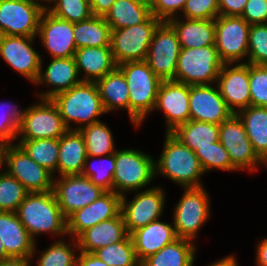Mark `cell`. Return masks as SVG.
I'll return each mask as SVG.
<instances>
[{
	"mask_svg": "<svg viewBox=\"0 0 267 266\" xmlns=\"http://www.w3.org/2000/svg\"><path fill=\"white\" fill-rule=\"evenodd\" d=\"M16 214L30 237L44 232L67 234V219L63 216L53 190L28 193Z\"/></svg>",
	"mask_w": 267,
	"mask_h": 266,
	"instance_id": "cell-1",
	"label": "cell"
},
{
	"mask_svg": "<svg viewBox=\"0 0 267 266\" xmlns=\"http://www.w3.org/2000/svg\"><path fill=\"white\" fill-rule=\"evenodd\" d=\"M123 73L129 89V116L140 125L147 113L154 109L157 91L162 80L150 69L147 62L130 61L117 65Z\"/></svg>",
	"mask_w": 267,
	"mask_h": 266,
	"instance_id": "cell-2",
	"label": "cell"
},
{
	"mask_svg": "<svg viewBox=\"0 0 267 266\" xmlns=\"http://www.w3.org/2000/svg\"><path fill=\"white\" fill-rule=\"evenodd\" d=\"M164 150L155 163V173L163 174L184 188L200 187L204 170L195 152L172 133L166 134Z\"/></svg>",
	"mask_w": 267,
	"mask_h": 266,
	"instance_id": "cell-3",
	"label": "cell"
},
{
	"mask_svg": "<svg viewBox=\"0 0 267 266\" xmlns=\"http://www.w3.org/2000/svg\"><path fill=\"white\" fill-rule=\"evenodd\" d=\"M62 120L70 129V122L90 125L98 122V116L106 113L95 82L82 81L67 91L52 98Z\"/></svg>",
	"mask_w": 267,
	"mask_h": 266,
	"instance_id": "cell-4",
	"label": "cell"
},
{
	"mask_svg": "<svg viewBox=\"0 0 267 266\" xmlns=\"http://www.w3.org/2000/svg\"><path fill=\"white\" fill-rule=\"evenodd\" d=\"M214 45L199 48H181L175 72V81L191 85H209L217 81L223 66Z\"/></svg>",
	"mask_w": 267,
	"mask_h": 266,
	"instance_id": "cell-5",
	"label": "cell"
},
{
	"mask_svg": "<svg viewBox=\"0 0 267 266\" xmlns=\"http://www.w3.org/2000/svg\"><path fill=\"white\" fill-rule=\"evenodd\" d=\"M161 22L151 15L143 23L111 30L110 47L116 65L145 60L154 32Z\"/></svg>",
	"mask_w": 267,
	"mask_h": 266,
	"instance_id": "cell-6",
	"label": "cell"
},
{
	"mask_svg": "<svg viewBox=\"0 0 267 266\" xmlns=\"http://www.w3.org/2000/svg\"><path fill=\"white\" fill-rule=\"evenodd\" d=\"M115 166L113 191L121 196L149 184L156 174L153 158L134 149L116 151Z\"/></svg>",
	"mask_w": 267,
	"mask_h": 266,
	"instance_id": "cell-7",
	"label": "cell"
},
{
	"mask_svg": "<svg viewBox=\"0 0 267 266\" xmlns=\"http://www.w3.org/2000/svg\"><path fill=\"white\" fill-rule=\"evenodd\" d=\"M180 50L173 27L167 21H162L154 32L145 61L160 80L175 81Z\"/></svg>",
	"mask_w": 267,
	"mask_h": 266,
	"instance_id": "cell-8",
	"label": "cell"
},
{
	"mask_svg": "<svg viewBox=\"0 0 267 266\" xmlns=\"http://www.w3.org/2000/svg\"><path fill=\"white\" fill-rule=\"evenodd\" d=\"M26 109L18 127L21 139L60 138L69 129L52 99Z\"/></svg>",
	"mask_w": 267,
	"mask_h": 266,
	"instance_id": "cell-9",
	"label": "cell"
},
{
	"mask_svg": "<svg viewBox=\"0 0 267 266\" xmlns=\"http://www.w3.org/2000/svg\"><path fill=\"white\" fill-rule=\"evenodd\" d=\"M3 161L7 172L15 177L29 193L53 190V174L37 164L18 145H4Z\"/></svg>",
	"mask_w": 267,
	"mask_h": 266,
	"instance_id": "cell-10",
	"label": "cell"
},
{
	"mask_svg": "<svg viewBox=\"0 0 267 266\" xmlns=\"http://www.w3.org/2000/svg\"><path fill=\"white\" fill-rule=\"evenodd\" d=\"M250 24L241 16L219 15L215 19V44L224 64L239 61L248 54Z\"/></svg>",
	"mask_w": 267,
	"mask_h": 266,
	"instance_id": "cell-11",
	"label": "cell"
},
{
	"mask_svg": "<svg viewBox=\"0 0 267 266\" xmlns=\"http://www.w3.org/2000/svg\"><path fill=\"white\" fill-rule=\"evenodd\" d=\"M174 210V229L178 238L193 240L209 216V196L202 186L185 188Z\"/></svg>",
	"mask_w": 267,
	"mask_h": 266,
	"instance_id": "cell-12",
	"label": "cell"
},
{
	"mask_svg": "<svg viewBox=\"0 0 267 266\" xmlns=\"http://www.w3.org/2000/svg\"><path fill=\"white\" fill-rule=\"evenodd\" d=\"M219 141L227 150L232 170L256 169L257 163L263 162L246 135L242 120L236 113L219 125Z\"/></svg>",
	"mask_w": 267,
	"mask_h": 266,
	"instance_id": "cell-13",
	"label": "cell"
},
{
	"mask_svg": "<svg viewBox=\"0 0 267 266\" xmlns=\"http://www.w3.org/2000/svg\"><path fill=\"white\" fill-rule=\"evenodd\" d=\"M53 191L66 219L106 192L82 174L63 175L60 180H54Z\"/></svg>",
	"mask_w": 267,
	"mask_h": 266,
	"instance_id": "cell-14",
	"label": "cell"
},
{
	"mask_svg": "<svg viewBox=\"0 0 267 266\" xmlns=\"http://www.w3.org/2000/svg\"><path fill=\"white\" fill-rule=\"evenodd\" d=\"M43 12L24 0H0V35L35 37Z\"/></svg>",
	"mask_w": 267,
	"mask_h": 266,
	"instance_id": "cell-15",
	"label": "cell"
},
{
	"mask_svg": "<svg viewBox=\"0 0 267 266\" xmlns=\"http://www.w3.org/2000/svg\"><path fill=\"white\" fill-rule=\"evenodd\" d=\"M164 196L160 187L138 193L129 204L126 203V197L121 196V214L129 235L159 219L163 214Z\"/></svg>",
	"mask_w": 267,
	"mask_h": 266,
	"instance_id": "cell-16",
	"label": "cell"
},
{
	"mask_svg": "<svg viewBox=\"0 0 267 266\" xmlns=\"http://www.w3.org/2000/svg\"><path fill=\"white\" fill-rule=\"evenodd\" d=\"M34 38L0 35V55L13 69L35 83L42 69V59L31 46Z\"/></svg>",
	"mask_w": 267,
	"mask_h": 266,
	"instance_id": "cell-17",
	"label": "cell"
},
{
	"mask_svg": "<svg viewBox=\"0 0 267 266\" xmlns=\"http://www.w3.org/2000/svg\"><path fill=\"white\" fill-rule=\"evenodd\" d=\"M121 212V195L106 191L89 205L75 211L67 218V234L76 239L81 233Z\"/></svg>",
	"mask_w": 267,
	"mask_h": 266,
	"instance_id": "cell-18",
	"label": "cell"
},
{
	"mask_svg": "<svg viewBox=\"0 0 267 266\" xmlns=\"http://www.w3.org/2000/svg\"><path fill=\"white\" fill-rule=\"evenodd\" d=\"M189 110L190 120L216 125L233 114L218 87L213 88L210 84L189 86Z\"/></svg>",
	"mask_w": 267,
	"mask_h": 266,
	"instance_id": "cell-19",
	"label": "cell"
},
{
	"mask_svg": "<svg viewBox=\"0 0 267 266\" xmlns=\"http://www.w3.org/2000/svg\"><path fill=\"white\" fill-rule=\"evenodd\" d=\"M155 109H162L167 121V133L190 120L189 85L173 80L161 81Z\"/></svg>",
	"mask_w": 267,
	"mask_h": 266,
	"instance_id": "cell-20",
	"label": "cell"
},
{
	"mask_svg": "<svg viewBox=\"0 0 267 266\" xmlns=\"http://www.w3.org/2000/svg\"><path fill=\"white\" fill-rule=\"evenodd\" d=\"M37 34L53 58L74 57L77 48L73 23L58 18L47 10L41 15Z\"/></svg>",
	"mask_w": 267,
	"mask_h": 266,
	"instance_id": "cell-21",
	"label": "cell"
},
{
	"mask_svg": "<svg viewBox=\"0 0 267 266\" xmlns=\"http://www.w3.org/2000/svg\"><path fill=\"white\" fill-rule=\"evenodd\" d=\"M228 65L223 64L217 87L228 108L237 113L236 107L242 110L250 106L249 63L241 62L230 69Z\"/></svg>",
	"mask_w": 267,
	"mask_h": 266,
	"instance_id": "cell-22",
	"label": "cell"
},
{
	"mask_svg": "<svg viewBox=\"0 0 267 266\" xmlns=\"http://www.w3.org/2000/svg\"><path fill=\"white\" fill-rule=\"evenodd\" d=\"M0 239L5 248V258H31L35 251V242L16 212L0 211Z\"/></svg>",
	"mask_w": 267,
	"mask_h": 266,
	"instance_id": "cell-23",
	"label": "cell"
},
{
	"mask_svg": "<svg viewBox=\"0 0 267 266\" xmlns=\"http://www.w3.org/2000/svg\"><path fill=\"white\" fill-rule=\"evenodd\" d=\"M121 212L114 218L104 220L81 233L74 241V245L81 252L93 253L98 248H103L124 240L128 236Z\"/></svg>",
	"mask_w": 267,
	"mask_h": 266,
	"instance_id": "cell-24",
	"label": "cell"
},
{
	"mask_svg": "<svg viewBox=\"0 0 267 266\" xmlns=\"http://www.w3.org/2000/svg\"><path fill=\"white\" fill-rule=\"evenodd\" d=\"M130 236L134 244L136 257L140 263L178 238L172 225L159 220L138 228Z\"/></svg>",
	"mask_w": 267,
	"mask_h": 266,
	"instance_id": "cell-25",
	"label": "cell"
},
{
	"mask_svg": "<svg viewBox=\"0 0 267 266\" xmlns=\"http://www.w3.org/2000/svg\"><path fill=\"white\" fill-rule=\"evenodd\" d=\"M78 74L79 72L74 57L52 58V61L47 66L44 75L42 71H40L35 83L39 84L45 81L48 85L54 86V89L40 94V99H52L58 93L67 91L75 85L81 83L82 80L78 78Z\"/></svg>",
	"mask_w": 267,
	"mask_h": 266,
	"instance_id": "cell-26",
	"label": "cell"
},
{
	"mask_svg": "<svg viewBox=\"0 0 267 266\" xmlns=\"http://www.w3.org/2000/svg\"><path fill=\"white\" fill-rule=\"evenodd\" d=\"M87 151L83 136L77 129H70L59 138L57 171L60 176L82 174Z\"/></svg>",
	"mask_w": 267,
	"mask_h": 266,
	"instance_id": "cell-27",
	"label": "cell"
},
{
	"mask_svg": "<svg viewBox=\"0 0 267 266\" xmlns=\"http://www.w3.org/2000/svg\"><path fill=\"white\" fill-rule=\"evenodd\" d=\"M74 60L80 73L86 74L82 81L96 82L116 67L111 47H82L76 49Z\"/></svg>",
	"mask_w": 267,
	"mask_h": 266,
	"instance_id": "cell-28",
	"label": "cell"
},
{
	"mask_svg": "<svg viewBox=\"0 0 267 266\" xmlns=\"http://www.w3.org/2000/svg\"><path fill=\"white\" fill-rule=\"evenodd\" d=\"M174 29L181 48H199L215 44V20L172 18L167 21Z\"/></svg>",
	"mask_w": 267,
	"mask_h": 266,
	"instance_id": "cell-29",
	"label": "cell"
},
{
	"mask_svg": "<svg viewBox=\"0 0 267 266\" xmlns=\"http://www.w3.org/2000/svg\"><path fill=\"white\" fill-rule=\"evenodd\" d=\"M258 157L267 163V107L249 106L236 113Z\"/></svg>",
	"mask_w": 267,
	"mask_h": 266,
	"instance_id": "cell-30",
	"label": "cell"
},
{
	"mask_svg": "<svg viewBox=\"0 0 267 266\" xmlns=\"http://www.w3.org/2000/svg\"><path fill=\"white\" fill-rule=\"evenodd\" d=\"M99 90L105 112L113 109L126 108L129 112V89L123 73L116 67L103 78L98 79Z\"/></svg>",
	"mask_w": 267,
	"mask_h": 266,
	"instance_id": "cell-31",
	"label": "cell"
},
{
	"mask_svg": "<svg viewBox=\"0 0 267 266\" xmlns=\"http://www.w3.org/2000/svg\"><path fill=\"white\" fill-rule=\"evenodd\" d=\"M150 5L135 0H116L104 16L111 30L131 27L151 16Z\"/></svg>",
	"mask_w": 267,
	"mask_h": 266,
	"instance_id": "cell-32",
	"label": "cell"
},
{
	"mask_svg": "<svg viewBox=\"0 0 267 266\" xmlns=\"http://www.w3.org/2000/svg\"><path fill=\"white\" fill-rule=\"evenodd\" d=\"M192 243V240L177 238L144 259L140 266H192L196 247Z\"/></svg>",
	"mask_w": 267,
	"mask_h": 266,
	"instance_id": "cell-33",
	"label": "cell"
},
{
	"mask_svg": "<svg viewBox=\"0 0 267 266\" xmlns=\"http://www.w3.org/2000/svg\"><path fill=\"white\" fill-rule=\"evenodd\" d=\"M76 48L110 47L111 28L103 16H91L89 19L73 23Z\"/></svg>",
	"mask_w": 267,
	"mask_h": 266,
	"instance_id": "cell-34",
	"label": "cell"
},
{
	"mask_svg": "<svg viewBox=\"0 0 267 266\" xmlns=\"http://www.w3.org/2000/svg\"><path fill=\"white\" fill-rule=\"evenodd\" d=\"M171 133L194 152L219 141V125L207 122L189 120Z\"/></svg>",
	"mask_w": 267,
	"mask_h": 266,
	"instance_id": "cell-35",
	"label": "cell"
},
{
	"mask_svg": "<svg viewBox=\"0 0 267 266\" xmlns=\"http://www.w3.org/2000/svg\"><path fill=\"white\" fill-rule=\"evenodd\" d=\"M17 144L31 159L52 174L57 170L59 138L21 139Z\"/></svg>",
	"mask_w": 267,
	"mask_h": 266,
	"instance_id": "cell-36",
	"label": "cell"
},
{
	"mask_svg": "<svg viewBox=\"0 0 267 266\" xmlns=\"http://www.w3.org/2000/svg\"><path fill=\"white\" fill-rule=\"evenodd\" d=\"M77 130L83 136L88 156L94 158L115 153L112 133L101 121L85 125L84 127L83 125L78 126Z\"/></svg>",
	"mask_w": 267,
	"mask_h": 266,
	"instance_id": "cell-37",
	"label": "cell"
},
{
	"mask_svg": "<svg viewBox=\"0 0 267 266\" xmlns=\"http://www.w3.org/2000/svg\"><path fill=\"white\" fill-rule=\"evenodd\" d=\"M93 253L108 266H140L130 235L120 242L98 248Z\"/></svg>",
	"mask_w": 267,
	"mask_h": 266,
	"instance_id": "cell-38",
	"label": "cell"
},
{
	"mask_svg": "<svg viewBox=\"0 0 267 266\" xmlns=\"http://www.w3.org/2000/svg\"><path fill=\"white\" fill-rule=\"evenodd\" d=\"M28 193L7 171L0 173V211L16 212Z\"/></svg>",
	"mask_w": 267,
	"mask_h": 266,
	"instance_id": "cell-39",
	"label": "cell"
},
{
	"mask_svg": "<svg viewBox=\"0 0 267 266\" xmlns=\"http://www.w3.org/2000/svg\"><path fill=\"white\" fill-rule=\"evenodd\" d=\"M54 7L48 11L63 20L71 23L89 19L92 15L89 0H54Z\"/></svg>",
	"mask_w": 267,
	"mask_h": 266,
	"instance_id": "cell-40",
	"label": "cell"
},
{
	"mask_svg": "<svg viewBox=\"0 0 267 266\" xmlns=\"http://www.w3.org/2000/svg\"><path fill=\"white\" fill-rule=\"evenodd\" d=\"M248 54L249 59L247 63L252 65H267L266 23L250 24L248 37Z\"/></svg>",
	"mask_w": 267,
	"mask_h": 266,
	"instance_id": "cell-41",
	"label": "cell"
},
{
	"mask_svg": "<svg viewBox=\"0 0 267 266\" xmlns=\"http://www.w3.org/2000/svg\"><path fill=\"white\" fill-rule=\"evenodd\" d=\"M92 157L87 156L84 167L82 170V175L88 177L92 183L95 185L101 187L105 191H113V176L115 173V163H116V151L115 153L106 155L105 159L102 161L104 162L105 160L107 161V169L104 168L102 165L99 167H92V163L89 164V161ZM89 169H88V166ZM87 166V167H86ZM87 168V169H86ZM91 168V169H90Z\"/></svg>",
	"mask_w": 267,
	"mask_h": 266,
	"instance_id": "cell-42",
	"label": "cell"
},
{
	"mask_svg": "<svg viewBox=\"0 0 267 266\" xmlns=\"http://www.w3.org/2000/svg\"><path fill=\"white\" fill-rule=\"evenodd\" d=\"M200 164L205 171L212 168L222 170H232V163L227 150L220 141L212 143V146L206 148H198L195 151Z\"/></svg>",
	"mask_w": 267,
	"mask_h": 266,
	"instance_id": "cell-43",
	"label": "cell"
},
{
	"mask_svg": "<svg viewBox=\"0 0 267 266\" xmlns=\"http://www.w3.org/2000/svg\"><path fill=\"white\" fill-rule=\"evenodd\" d=\"M250 105L267 107V65L249 64Z\"/></svg>",
	"mask_w": 267,
	"mask_h": 266,
	"instance_id": "cell-44",
	"label": "cell"
},
{
	"mask_svg": "<svg viewBox=\"0 0 267 266\" xmlns=\"http://www.w3.org/2000/svg\"><path fill=\"white\" fill-rule=\"evenodd\" d=\"M69 245L59 241L46 249L38 259L37 266H75V252Z\"/></svg>",
	"mask_w": 267,
	"mask_h": 266,
	"instance_id": "cell-45",
	"label": "cell"
},
{
	"mask_svg": "<svg viewBox=\"0 0 267 266\" xmlns=\"http://www.w3.org/2000/svg\"><path fill=\"white\" fill-rule=\"evenodd\" d=\"M184 18L215 20L219 15V0H187L183 7Z\"/></svg>",
	"mask_w": 267,
	"mask_h": 266,
	"instance_id": "cell-46",
	"label": "cell"
},
{
	"mask_svg": "<svg viewBox=\"0 0 267 266\" xmlns=\"http://www.w3.org/2000/svg\"><path fill=\"white\" fill-rule=\"evenodd\" d=\"M6 105L1 103L0 108ZM10 106L13 107L12 110L10 108L11 111H8L6 114L4 113L3 115H0V143L4 145L10 144V140H17L18 127L25 112V110L19 111L14 105Z\"/></svg>",
	"mask_w": 267,
	"mask_h": 266,
	"instance_id": "cell-47",
	"label": "cell"
},
{
	"mask_svg": "<svg viewBox=\"0 0 267 266\" xmlns=\"http://www.w3.org/2000/svg\"><path fill=\"white\" fill-rule=\"evenodd\" d=\"M187 0H153L151 14L161 21H168L174 17L177 10H183Z\"/></svg>",
	"mask_w": 267,
	"mask_h": 266,
	"instance_id": "cell-48",
	"label": "cell"
},
{
	"mask_svg": "<svg viewBox=\"0 0 267 266\" xmlns=\"http://www.w3.org/2000/svg\"><path fill=\"white\" fill-rule=\"evenodd\" d=\"M249 24L267 21V0H248L241 16Z\"/></svg>",
	"mask_w": 267,
	"mask_h": 266,
	"instance_id": "cell-49",
	"label": "cell"
},
{
	"mask_svg": "<svg viewBox=\"0 0 267 266\" xmlns=\"http://www.w3.org/2000/svg\"><path fill=\"white\" fill-rule=\"evenodd\" d=\"M248 0H219V12L223 16H242Z\"/></svg>",
	"mask_w": 267,
	"mask_h": 266,
	"instance_id": "cell-50",
	"label": "cell"
},
{
	"mask_svg": "<svg viewBox=\"0 0 267 266\" xmlns=\"http://www.w3.org/2000/svg\"><path fill=\"white\" fill-rule=\"evenodd\" d=\"M75 266H108L100 260L94 253L81 252L76 259Z\"/></svg>",
	"mask_w": 267,
	"mask_h": 266,
	"instance_id": "cell-51",
	"label": "cell"
},
{
	"mask_svg": "<svg viewBox=\"0 0 267 266\" xmlns=\"http://www.w3.org/2000/svg\"><path fill=\"white\" fill-rule=\"evenodd\" d=\"M116 0H89L92 15L105 16Z\"/></svg>",
	"mask_w": 267,
	"mask_h": 266,
	"instance_id": "cell-52",
	"label": "cell"
},
{
	"mask_svg": "<svg viewBox=\"0 0 267 266\" xmlns=\"http://www.w3.org/2000/svg\"><path fill=\"white\" fill-rule=\"evenodd\" d=\"M30 258L8 257L0 260V266H29Z\"/></svg>",
	"mask_w": 267,
	"mask_h": 266,
	"instance_id": "cell-53",
	"label": "cell"
},
{
	"mask_svg": "<svg viewBox=\"0 0 267 266\" xmlns=\"http://www.w3.org/2000/svg\"><path fill=\"white\" fill-rule=\"evenodd\" d=\"M256 257L258 266H267V238L258 244Z\"/></svg>",
	"mask_w": 267,
	"mask_h": 266,
	"instance_id": "cell-54",
	"label": "cell"
},
{
	"mask_svg": "<svg viewBox=\"0 0 267 266\" xmlns=\"http://www.w3.org/2000/svg\"><path fill=\"white\" fill-rule=\"evenodd\" d=\"M236 260L234 256H227L226 258H223L222 260L215 262L214 264L210 266H237Z\"/></svg>",
	"mask_w": 267,
	"mask_h": 266,
	"instance_id": "cell-55",
	"label": "cell"
},
{
	"mask_svg": "<svg viewBox=\"0 0 267 266\" xmlns=\"http://www.w3.org/2000/svg\"><path fill=\"white\" fill-rule=\"evenodd\" d=\"M24 1H27V2H30V3H33V4H35V5H37V6H39V7H41L44 11H47V10H49V6L47 7V6H44V5H40V3H38L37 1L38 0H24ZM43 1H46V2H54V0H43Z\"/></svg>",
	"mask_w": 267,
	"mask_h": 266,
	"instance_id": "cell-56",
	"label": "cell"
},
{
	"mask_svg": "<svg viewBox=\"0 0 267 266\" xmlns=\"http://www.w3.org/2000/svg\"><path fill=\"white\" fill-rule=\"evenodd\" d=\"M3 151H4V144L0 143V168L3 166V163H4L3 162Z\"/></svg>",
	"mask_w": 267,
	"mask_h": 266,
	"instance_id": "cell-57",
	"label": "cell"
},
{
	"mask_svg": "<svg viewBox=\"0 0 267 266\" xmlns=\"http://www.w3.org/2000/svg\"><path fill=\"white\" fill-rule=\"evenodd\" d=\"M4 258H5V248H4L2 240L0 239V259H4Z\"/></svg>",
	"mask_w": 267,
	"mask_h": 266,
	"instance_id": "cell-58",
	"label": "cell"
},
{
	"mask_svg": "<svg viewBox=\"0 0 267 266\" xmlns=\"http://www.w3.org/2000/svg\"><path fill=\"white\" fill-rule=\"evenodd\" d=\"M135 1L141 2V3L146 4V5H150V6L153 2V0H135Z\"/></svg>",
	"mask_w": 267,
	"mask_h": 266,
	"instance_id": "cell-59",
	"label": "cell"
}]
</instances>
